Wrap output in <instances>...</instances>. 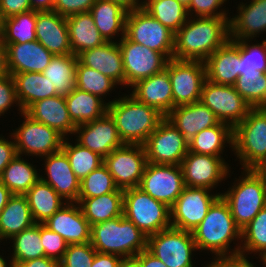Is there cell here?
<instances>
[{
    "label": "cell",
    "mask_w": 266,
    "mask_h": 267,
    "mask_svg": "<svg viewBox=\"0 0 266 267\" xmlns=\"http://www.w3.org/2000/svg\"><path fill=\"white\" fill-rule=\"evenodd\" d=\"M228 18L189 17L175 33L173 59L204 62L229 39Z\"/></svg>",
    "instance_id": "1"
},
{
    "label": "cell",
    "mask_w": 266,
    "mask_h": 267,
    "mask_svg": "<svg viewBox=\"0 0 266 267\" xmlns=\"http://www.w3.org/2000/svg\"><path fill=\"white\" fill-rule=\"evenodd\" d=\"M197 249L215 254L212 261L221 262L239 258L240 246L229 250L230 243L241 240V229L236 225L228 203L220 196L209 208L203 221L192 231Z\"/></svg>",
    "instance_id": "2"
},
{
    "label": "cell",
    "mask_w": 266,
    "mask_h": 267,
    "mask_svg": "<svg viewBox=\"0 0 266 267\" xmlns=\"http://www.w3.org/2000/svg\"><path fill=\"white\" fill-rule=\"evenodd\" d=\"M108 113L124 144L143 145L165 118L156 108L137 101L130 94L109 101Z\"/></svg>",
    "instance_id": "3"
},
{
    "label": "cell",
    "mask_w": 266,
    "mask_h": 267,
    "mask_svg": "<svg viewBox=\"0 0 266 267\" xmlns=\"http://www.w3.org/2000/svg\"><path fill=\"white\" fill-rule=\"evenodd\" d=\"M90 243L98 253L133 258L147 249V236L122 215L92 225Z\"/></svg>",
    "instance_id": "4"
},
{
    "label": "cell",
    "mask_w": 266,
    "mask_h": 267,
    "mask_svg": "<svg viewBox=\"0 0 266 267\" xmlns=\"http://www.w3.org/2000/svg\"><path fill=\"white\" fill-rule=\"evenodd\" d=\"M243 175L227 192L221 193L241 230L266 206V170L245 169Z\"/></svg>",
    "instance_id": "5"
},
{
    "label": "cell",
    "mask_w": 266,
    "mask_h": 267,
    "mask_svg": "<svg viewBox=\"0 0 266 267\" xmlns=\"http://www.w3.org/2000/svg\"><path fill=\"white\" fill-rule=\"evenodd\" d=\"M243 170H266V110L251 108L233 128V147Z\"/></svg>",
    "instance_id": "6"
},
{
    "label": "cell",
    "mask_w": 266,
    "mask_h": 267,
    "mask_svg": "<svg viewBox=\"0 0 266 267\" xmlns=\"http://www.w3.org/2000/svg\"><path fill=\"white\" fill-rule=\"evenodd\" d=\"M123 216L147 237L171 227L170 207L138 187L123 190Z\"/></svg>",
    "instance_id": "7"
},
{
    "label": "cell",
    "mask_w": 266,
    "mask_h": 267,
    "mask_svg": "<svg viewBox=\"0 0 266 267\" xmlns=\"http://www.w3.org/2000/svg\"><path fill=\"white\" fill-rule=\"evenodd\" d=\"M125 37L133 42L163 53L173 59L175 33L162 25L142 7L128 11Z\"/></svg>",
    "instance_id": "8"
},
{
    "label": "cell",
    "mask_w": 266,
    "mask_h": 267,
    "mask_svg": "<svg viewBox=\"0 0 266 267\" xmlns=\"http://www.w3.org/2000/svg\"><path fill=\"white\" fill-rule=\"evenodd\" d=\"M147 250L167 267H193V251L198 250L189 231L168 228L147 237Z\"/></svg>",
    "instance_id": "9"
},
{
    "label": "cell",
    "mask_w": 266,
    "mask_h": 267,
    "mask_svg": "<svg viewBox=\"0 0 266 267\" xmlns=\"http://www.w3.org/2000/svg\"><path fill=\"white\" fill-rule=\"evenodd\" d=\"M21 115L24 118L23 123L10 135L18 155L25 153L43 158L62 149L64 137L55 129L33 120L25 112Z\"/></svg>",
    "instance_id": "10"
},
{
    "label": "cell",
    "mask_w": 266,
    "mask_h": 267,
    "mask_svg": "<svg viewBox=\"0 0 266 267\" xmlns=\"http://www.w3.org/2000/svg\"><path fill=\"white\" fill-rule=\"evenodd\" d=\"M172 86L173 108L199 102L206 80L203 61L169 59L166 68Z\"/></svg>",
    "instance_id": "11"
},
{
    "label": "cell",
    "mask_w": 266,
    "mask_h": 267,
    "mask_svg": "<svg viewBox=\"0 0 266 267\" xmlns=\"http://www.w3.org/2000/svg\"><path fill=\"white\" fill-rule=\"evenodd\" d=\"M148 163L180 165L189 151V143L166 117L143 144Z\"/></svg>",
    "instance_id": "12"
},
{
    "label": "cell",
    "mask_w": 266,
    "mask_h": 267,
    "mask_svg": "<svg viewBox=\"0 0 266 267\" xmlns=\"http://www.w3.org/2000/svg\"><path fill=\"white\" fill-rule=\"evenodd\" d=\"M200 102L207 106L220 122L232 128L239 124L251 109L234 86L215 84L207 79L202 86Z\"/></svg>",
    "instance_id": "13"
},
{
    "label": "cell",
    "mask_w": 266,
    "mask_h": 267,
    "mask_svg": "<svg viewBox=\"0 0 266 267\" xmlns=\"http://www.w3.org/2000/svg\"><path fill=\"white\" fill-rule=\"evenodd\" d=\"M117 41L123 57L125 86H132L166 68L169 59L163 53L133 42L125 36Z\"/></svg>",
    "instance_id": "14"
},
{
    "label": "cell",
    "mask_w": 266,
    "mask_h": 267,
    "mask_svg": "<svg viewBox=\"0 0 266 267\" xmlns=\"http://www.w3.org/2000/svg\"><path fill=\"white\" fill-rule=\"evenodd\" d=\"M180 165L148 163L138 188L151 197L172 207L185 188Z\"/></svg>",
    "instance_id": "15"
},
{
    "label": "cell",
    "mask_w": 266,
    "mask_h": 267,
    "mask_svg": "<svg viewBox=\"0 0 266 267\" xmlns=\"http://www.w3.org/2000/svg\"><path fill=\"white\" fill-rule=\"evenodd\" d=\"M210 189L185 187L170 208L171 227L192 232L204 219L211 205L221 196Z\"/></svg>",
    "instance_id": "16"
},
{
    "label": "cell",
    "mask_w": 266,
    "mask_h": 267,
    "mask_svg": "<svg viewBox=\"0 0 266 267\" xmlns=\"http://www.w3.org/2000/svg\"><path fill=\"white\" fill-rule=\"evenodd\" d=\"M103 164L119 189L138 187L147 164L144 146L123 144L107 155Z\"/></svg>",
    "instance_id": "17"
},
{
    "label": "cell",
    "mask_w": 266,
    "mask_h": 267,
    "mask_svg": "<svg viewBox=\"0 0 266 267\" xmlns=\"http://www.w3.org/2000/svg\"><path fill=\"white\" fill-rule=\"evenodd\" d=\"M180 166L186 187L210 190L226 179L230 172L228 163L222 156L196 154L190 151L187 152Z\"/></svg>",
    "instance_id": "18"
},
{
    "label": "cell",
    "mask_w": 266,
    "mask_h": 267,
    "mask_svg": "<svg viewBox=\"0 0 266 267\" xmlns=\"http://www.w3.org/2000/svg\"><path fill=\"white\" fill-rule=\"evenodd\" d=\"M75 134H78L77 143L103 158L124 144L119 136L116 123L108 112L99 119L78 125Z\"/></svg>",
    "instance_id": "19"
},
{
    "label": "cell",
    "mask_w": 266,
    "mask_h": 267,
    "mask_svg": "<svg viewBox=\"0 0 266 267\" xmlns=\"http://www.w3.org/2000/svg\"><path fill=\"white\" fill-rule=\"evenodd\" d=\"M77 202H65L43 224L61 235L68 244L90 242L91 226Z\"/></svg>",
    "instance_id": "20"
},
{
    "label": "cell",
    "mask_w": 266,
    "mask_h": 267,
    "mask_svg": "<svg viewBox=\"0 0 266 267\" xmlns=\"http://www.w3.org/2000/svg\"><path fill=\"white\" fill-rule=\"evenodd\" d=\"M43 158L47 177L41 175L40 179L49 184L66 202H77L80 180L71 169L66 153L61 149Z\"/></svg>",
    "instance_id": "21"
},
{
    "label": "cell",
    "mask_w": 266,
    "mask_h": 267,
    "mask_svg": "<svg viewBox=\"0 0 266 267\" xmlns=\"http://www.w3.org/2000/svg\"><path fill=\"white\" fill-rule=\"evenodd\" d=\"M204 63L207 80L219 85L234 86L240 76L239 40L228 39Z\"/></svg>",
    "instance_id": "22"
},
{
    "label": "cell",
    "mask_w": 266,
    "mask_h": 267,
    "mask_svg": "<svg viewBox=\"0 0 266 267\" xmlns=\"http://www.w3.org/2000/svg\"><path fill=\"white\" fill-rule=\"evenodd\" d=\"M36 40L53 55L72 54L65 17L55 11H36Z\"/></svg>",
    "instance_id": "23"
},
{
    "label": "cell",
    "mask_w": 266,
    "mask_h": 267,
    "mask_svg": "<svg viewBox=\"0 0 266 267\" xmlns=\"http://www.w3.org/2000/svg\"><path fill=\"white\" fill-rule=\"evenodd\" d=\"M4 44L9 73H42L54 56L37 40Z\"/></svg>",
    "instance_id": "24"
},
{
    "label": "cell",
    "mask_w": 266,
    "mask_h": 267,
    "mask_svg": "<svg viewBox=\"0 0 266 267\" xmlns=\"http://www.w3.org/2000/svg\"><path fill=\"white\" fill-rule=\"evenodd\" d=\"M132 95L137 101L156 108L166 116L173 109V93L168 71L153 74L131 86Z\"/></svg>",
    "instance_id": "25"
},
{
    "label": "cell",
    "mask_w": 266,
    "mask_h": 267,
    "mask_svg": "<svg viewBox=\"0 0 266 267\" xmlns=\"http://www.w3.org/2000/svg\"><path fill=\"white\" fill-rule=\"evenodd\" d=\"M78 61L103 75L118 85H125L123 57L118 42H105L103 45L81 52Z\"/></svg>",
    "instance_id": "26"
},
{
    "label": "cell",
    "mask_w": 266,
    "mask_h": 267,
    "mask_svg": "<svg viewBox=\"0 0 266 267\" xmlns=\"http://www.w3.org/2000/svg\"><path fill=\"white\" fill-rule=\"evenodd\" d=\"M165 117L187 141H190L198 132L220 122L216 115L200 101L177 106Z\"/></svg>",
    "instance_id": "27"
},
{
    "label": "cell",
    "mask_w": 266,
    "mask_h": 267,
    "mask_svg": "<svg viewBox=\"0 0 266 267\" xmlns=\"http://www.w3.org/2000/svg\"><path fill=\"white\" fill-rule=\"evenodd\" d=\"M25 113L33 120L55 129L66 140V136L74 134L76 125L72 122L65 97L56 95L33 103Z\"/></svg>",
    "instance_id": "28"
},
{
    "label": "cell",
    "mask_w": 266,
    "mask_h": 267,
    "mask_svg": "<svg viewBox=\"0 0 266 267\" xmlns=\"http://www.w3.org/2000/svg\"><path fill=\"white\" fill-rule=\"evenodd\" d=\"M238 6V14L229 18V39L251 40L266 31V0H251Z\"/></svg>",
    "instance_id": "29"
},
{
    "label": "cell",
    "mask_w": 266,
    "mask_h": 267,
    "mask_svg": "<svg viewBox=\"0 0 266 267\" xmlns=\"http://www.w3.org/2000/svg\"><path fill=\"white\" fill-rule=\"evenodd\" d=\"M72 54L103 45L106 41L95 26L90 12L76 13L66 18Z\"/></svg>",
    "instance_id": "30"
},
{
    "label": "cell",
    "mask_w": 266,
    "mask_h": 267,
    "mask_svg": "<svg viewBox=\"0 0 266 267\" xmlns=\"http://www.w3.org/2000/svg\"><path fill=\"white\" fill-rule=\"evenodd\" d=\"M35 224L25 195L13 194L0 213V242Z\"/></svg>",
    "instance_id": "31"
},
{
    "label": "cell",
    "mask_w": 266,
    "mask_h": 267,
    "mask_svg": "<svg viewBox=\"0 0 266 267\" xmlns=\"http://www.w3.org/2000/svg\"><path fill=\"white\" fill-rule=\"evenodd\" d=\"M95 26L106 42H114L115 35L121 33V38L125 36V22L128 10L119 3L111 0H96L91 7Z\"/></svg>",
    "instance_id": "32"
},
{
    "label": "cell",
    "mask_w": 266,
    "mask_h": 267,
    "mask_svg": "<svg viewBox=\"0 0 266 267\" xmlns=\"http://www.w3.org/2000/svg\"><path fill=\"white\" fill-rule=\"evenodd\" d=\"M15 81L16 96L20 108L25 112L33 103L58 95L55 87L42 73H9Z\"/></svg>",
    "instance_id": "33"
},
{
    "label": "cell",
    "mask_w": 266,
    "mask_h": 267,
    "mask_svg": "<svg viewBox=\"0 0 266 267\" xmlns=\"http://www.w3.org/2000/svg\"><path fill=\"white\" fill-rule=\"evenodd\" d=\"M64 97L70 118L76 126L99 119L108 112V103L103 99L76 87Z\"/></svg>",
    "instance_id": "34"
},
{
    "label": "cell",
    "mask_w": 266,
    "mask_h": 267,
    "mask_svg": "<svg viewBox=\"0 0 266 267\" xmlns=\"http://www.w3.org/2000/svg\"><path fill=\"white\" fill-rule=\"evenodd\" d=\"M84 217L90 226L123 215V189L92 198H78Z\"/></svg>",
    "instance_id": "35"
},
{
    "label": "cell",
    "mask_w": 266,
    "mask_h": 267,
    "mask_svg": "<svg viewBox=\"0 0 266 267\" xmlns=\"http://www.w3.org/2000/svg\"><path fill=\"white\" fill-rule=\"evenodd\" d=\"M35 223L43 224L66 202L49 184L39 179L25 194Z\"/></svg>",
    "instance_id": "36"
},
{
    "label": "cell",
    "mask_w": 266,
    "mask_h": 267,
    "mask_svg": "<svg viewBox=\"0 0 266 267\" xmlns=\"http://www.w3.org/2000/svg\"><path fill=\"white\" fill-rule=\"evenodd\" d=\"M189 143V151L196 154L221 156L225 143L233 147V128L223 122L198 132Z\"/></svg>",
    "instance_id": "37"
},
{
    "label": "cell",
    "mask_w": 266,
    "mask_h": 267,
    "mask_svg": "<svg viewBox=\"0 0 266 267\" xmlns=\"http://www.w3.org/2000/svg\"><path fill=\"white\" fill-rule=\"evenodd\" d=\"M74 54L54 55L42 72L58 95L66 96L76 87V65Z\"/></svg>",
    "instance_id": "38"
},
{
    "label": "cell",
    "mask_w": 266,
    "mask_h": 267,
    "mask_svg": "<svg viewBox=\"0 0 266 267\" xmlns=\"http://www.w3.org/2000/svg\"><path fill=\"white\" fill-rule=\"evenodd\" d=\"M16 155L5 167L0 181L12 194L24 195L39 179L36 167Z\"/></svg>",
    "instance_id": "39"
},
{
    "label": "cell",
    "mask_w": 266,
    "mask_h": 267,
    "mask_svg": "<svg viewBox=\"0 0 266 267\" xmlns=\"http://www.w3.org/2000/svg\"><path fill=\"white\" fill-rule=\"evenodd\" d=\"M36 11L13 15L2 20L0 37L3 43H25L36 40Z\"/></svg>",
    "instance_id": "40"
},
{
    "label": "cell",
    "mask_w": 266,
    "mask_h": 267,
    "mask_svg": "<svg viewBox=\"0 0 266 267\" xmlns=\"http://www.w3.org/2000/svg\"><path fill=\"white\" fill-rule=\"evenodd\" d=\"M142 8L174 33L189 18L187 8L177 0H143Z\"/></svg>",
    "instance_id": "41"
},
{
    "label": "cell",
    "mask_w": 266,
    "mask_h": 267,
    "mask_svg": "<svg viewBox=\"0 0 266 267\" xmlns=\"http://www.w3.org/2000/svg\"><path fill=\"white\" fill-rule=\"evenodd\" d=\"M11 239L13 240L12 264L45 256L40 239V224L35 223L32 227L21 231Z\"/></svg>",
    "instance_id": "42"
},
{
    "label": "cell",
    "mask_w": 266,
    "mask_h": 267,
    "mask_svg": "<svg viewBox=\"0 0 266 267\" xmlns=\"http://www.w3.org/2000/svg\"><path fill=\"white\" fill-rule=\"evenodd\" d=\"M242 242L239 258L247 260L246 252H259L260 257L266 254V206L241 230Z\"/></svg>",
    "instance_id": "43"
},
{
    "label": "cell",
    "mask_w": 266,
    "mask_h": 267,
    "mask_svg": "<svg viewBox=\"0 0 266 267\" xmlns=\"http://www.w3.org/2000/svg\"><path fill=\"white\" fill-rule=\"evenodd\" d=\"M62 150L66 153L71 169L75 176L82 181L93 170L99 168L104 163V158L79 143H72L63 140Z\"/></svg>",
    "instance_id": "44"
},
{
    "label": "cell",
    "mask_w": 266,
    "mask_h": 267,
    "mask_svg": "<svg viewBox=\"0 0 266 267\" xmlns=\"http://www.w3.org/2000/svg\"><path fill=\"white\" fill-rule=\"evenodd\" d=\"M116 85L117 83L108 76L88 66L82 65L79 61L77 62L76 88L97 95L102 99V97L112 91Z\"/></svg>",
    "instance_id": "45"
},
{
    "label": "cell",
    "mask_w": 266,
    "mask_h": 267,
    "mask_svg": "<svg viewBox=\"0 0 266 267\" xmlns=\"http://www.w3.org/2000/svg\"><path fill=\"white\" fill-rule=\"evenodd\" d=\"M234 87L251 108L266 106V73L243 74Z\"/></svg>",
    "instance_id": "46"
},
{
    "label": "cell",
    "mask_w": 266,
    "mask_h": 267,
    "mask_svg": "<svg viewBox=\"0 0 266 267\" xmlns=\"http://www.w3.org/2000/svg\"><path fill=\"white\" fill-rule=\"evenodd\" d=\"M118 189L107 167L102 164L80 181L78 198L97 197L115 192Z\"/></svg>",
    "instance_id": "47"
},
{
    "label": "cell",
    "mask_w": 266,
    "mask_h": 267,
    "mask_svg": "<svg viewBox=\"0 0 266 267\" xmlns=\"http://www.w3.org/2000/svg\"><path fill=\"white\" fill-rule=\"evenodd\" d=\"M248 41L239 40L240 76L266 73V39L261 44L250 45Z\"/></svg>",
    "instance_id": "48"
},
{
    "label": "cell",
    "mask_w": 266,
    "mask_h": 267,
    "mask_svg": "<svg viewBox=\"0 0 266 267\" xmlns=\"http://www.w3.org/2000/svg\"><path fill=\"white\" fill-rule=\"evenodd\" d=\"M96 252L90 242L68 244L59 267H91Z\"/></svg>",
    "instance_id": "49"
},
{
    "label": "cell",
    "mask_w": 266,
    "mask_h": 267,
    "mask_svg": "<svg viewBox=\"0 0 266 267\" xmlns=\"http://www.w3.org/2000/svg\"><path fill=\"white\" fill-rule=\"evenodd\" d=\"M40 239L45 256L59 263L68 247L65 239L58 233L51 231L44 224H40Z\"/></svg>",
    "instance_id": "50"
},
{
    "label": "cell",
    "mask_w": 266,
    "mask_h": 267,
    "mask_svg": "<svg viewBox=\"0 0 266 267\" xmlns=\"http://www.w3.org/2000/svg\"><path fill=\"white\" fill-rule=\"evenodd\" d=\"M227 0H191L187 8L188 15L191 17H228L225 9L219 10L223 3ZM219 10V12L217 11ZM217 11V12H216Z\"/></svg>",
    "instance_id": "51"
},
{
    "label": "cell",
    "mask_w": 266,
    "mask_h": 267,
    "mask_svg": "<svg viewBox=\"0 0 266 267\" xmlns=\"http://www.w3.org/2000/svg\"><path fill=\"white\" fill-rule=\"evenodd\" d=\"M14 103L19 106L18 109L22 113L16 96L15 81L11 74H7L0 77V116L4 115Z\"/></svg>",
    "instance_id": "52"
},
{
    "label": "cell",
    "mask_w": 266,
    "mask_h": 267,
    "mask_svg": "<svg viewBox=\"0 0 266 267\" xmlns=\"http://www.w3.org/2000/svg\"><path fill=\"white\" fill-rule=\"evenodd\" d=\"M96 0H53V11L62 17H69L76 13L90 12Z\"/></svg>",
    "instance_id": "53"
},
{
    "label": "cell",
    "mask_w": 266,
    "mask_h": 267,
    "mask_svg": "<svg viewBox=\"0 0 266 267\" xmlns=\"http://www.w3.org/2000/svg\"><path fill=\"white\" fill-rule=\"evenodd\" d=\"M31 10L30 0H0V13L3 19Z\"/></svg>",
    "instance_id": "54"
},
{
    "label": "cell",
    "mask_w": 266,
    "mask_h": 267,
    "mask_svg": "<svg viewBox=\"0 0 266 267\" xmlns=\"http://www.w3.org/2000/svg\"><path fill=\"white\" fill-rule=\"evenodd\" d=\"M4 136H0V176L3 173L5 167L12 161L17 155L15 142L8 141Z\"/></svg>",
    "instance_id": "55"
},
{
    "label": "cell",
    "mask_w": 266,
    "mask_h": 267,
    "mask_svg": "<svg viewBox=\"0 0 266 267\" xmlns=\"http://www.w3.org/2000/svg\"><path fill=\"white\" fill-rule=\"evenodd\" d=\"M122 260L118 255L96 252L91 267H119Z\"/></svg>",
    "instance_id": "56"
},
{
    "label": "cell",
    "mask_w": 266,
    "mask_h": 267,
    "mask_svg": "<svg viewBox=\"0 0 266 267\" xmlns=\"http://www.w3.org/2000/svg\"><path fill=\"white\" fill-rule=\"evenodd\" d=\"M141 267H167L161 260L151 254L147 249L134 257Z\"/></svg>",
    "instance_id": "57"
},
{
    "label": "cell",
    "mask_w": 266,
    "mask_h": 267,
    "mask_svg": "<svg viewBox=\"0 0 266 267\" xmlns=\"http://www.w3.org/2000/svg\"><path fill=\"white\" fill-rule=\"evenodd\" d=\"M13 267H59V263L46 256L13 264Z\"/></svg>",
    "instance_id": "58"
},
{
    "label": "cell",
    "mask_w": 266,
    "mask_h": 267,
    "mask_svg": "<svg viewBox=\"0 0 266 267\" xmlns=\"http://www.w3.org/2000/svg\"><path fill=\"white\" fill-rule=\"evenodd\" d=\"M31 8L35 11H53V0H30Z\"/></svg>",
    "instance_id": "59"
},
{
    "label": "cell",
    "mask_w": 266,
    "mask_h": 267,
    "mask_svg": "<svg viewBox=\"0 0 266 267\" xmlns=\"http://www.w3.org/2000/svg\"><path fill=\"white\" fill-rule=\"evenodd\" d=\"M9 74L7 69L6 46L0 37V77Z\"/></svg>",
    "instance_id": "60"
},
{
    "label": "cell",
    "mask_w": 266,
    "mask_h": 267,
    "mask_svg": "<svg viewBox=\"0 0 266 267\" xmlns=\"http://www.w3.org/2000/svg\"><path fill=\"white\" fill-rule=\"evenodd\" d=\"M12 195L13 194L9 189L0 181V213L7 205V202Z\"/></svg>",
    "instance_id": "61"
},
{
    "label": "cell",
    "mask_w": 266,
    "mask_h": 267,
    "mask_svg": "<svg viewBox=\"0 0 266 267\" xmlns=\"http://www.w3.org/2000/svg\"><path fill=\"white\" fill-rule=\"evenodd\" d=\"M111 1L119 3L128 11L141 8L143 5V1L139 2V0H111Z\"/></svg>",
    "instance_id": "62"
},
{
    "label": "cell",
    "mask_w": 266,
    "mask_h": 267,
    "mask_svg": "<svg viewBox=\"0 0 266 267\" xmlns=\"http://www.w3.org/2000/svg\"><path fill=\"white\" fill-rule=\"evenodd\" d=\"M230 267H256L252 262L248 260L236 258L232 260L225 261Z\"/></svg>",
    "instance_id": "63"
},
{
    "label": "cell",
    "mask_w": 266,
    "mask_h": 267,
    "mask_svg": "<svg viewBox=\"0 0 266 267\" xmlns=\"http://www.w3.org/2000/svg\"><path fill=\"white\" fill-rule=\"evenodd\" d=\"M119 267H141L140 263L133 257V258H124Z\"/></svg>",
    "instance_id": "64"
},
{
    "label": "cell",
    "mask_w": 266,
    "mask_h": 267,
    "mask_svg": "<svg viewBox=\"0 0 266 267\" xmlns=\"http://www.w3.org/2000/svg\"><path fill=\"white\" fill-rule=\"evenodd\" d=\"M205 267H230L225 261L221 262H216V261H211V263Z\"/></svg>",
    "instance_id": "65"
},
{
    "label": "cell",
    "mask_w": 266,
    "mask_h": 267,
    "mask_svg": "<svg viewBox=\"0 0 266 267\" xmlns=\"http://www.w3.org/2000/svg\"><path fill=\"white\" fill-rule=\"evenodd\" d=\"M13 267L12 262L10 261L9 264H7V261L0 255V267Z\"/></svg>",
    "instance_id": "66"
},
{
    "label": "cell",
    "mask_w": 266,
    "mask_h": 267,
    "mask_svg": "<svg viewBox=\"0 0 266 267\" xmlns=\"http://www.w3.org/2000/svg\"><path fill=\"white\" fill-rule=\"evenodd\" d=\"M180 2L182 5H184L186 8L189 7L191 0H177Z\"/></svg>",
    "instance_id": "67"
},
{
    "label": "cell",
    "mask_w": 266,
    "mask_h": 267,
    "mask_svg": "<svg viewBox=\"0 0 266 267\" xmlns=\"http://www.w3.org/2000/svg\"><path fill=\"white\" fill-rule=\"evenodd\" d=\"M261 262L263 261L264 267H266V254L260 258Z\"/></svg>",
    "instance_id": "68"
},
{
    "label": "cell",
    "mask_w": 266,
    "mask_h": 267,
    "mask_svg": "<svg viewBox=\"0 0 266 267\" xmlns=\"http://www.w3.org/2000/svg\"><path fill=\"white\" fill-rule=\"evenodd\" d=\"M2 20H3V18H2L1 13H0V26L2 24Z\"/></svg>",
    "instance_id": "69"
}]
</instances>
